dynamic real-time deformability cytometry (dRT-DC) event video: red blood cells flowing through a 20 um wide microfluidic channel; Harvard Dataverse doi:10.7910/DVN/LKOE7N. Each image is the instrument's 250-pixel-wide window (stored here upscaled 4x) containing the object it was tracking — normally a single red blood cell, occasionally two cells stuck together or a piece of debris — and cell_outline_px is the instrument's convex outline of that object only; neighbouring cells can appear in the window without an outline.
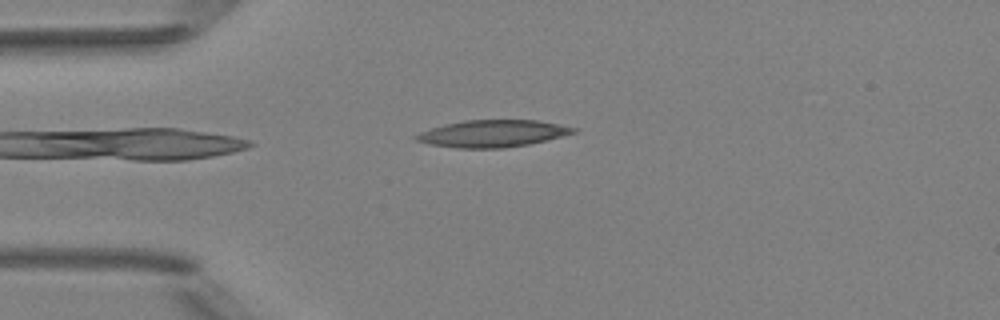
{"species": "Egyptian fruit bat (a non-hibernating species)", "species_latin": "Rousettus aegyptiacus", "temperature_condition": "room temperature", "stored_images_in_passage": 4, "camera_frame_rate_fps": 3000, "um_per_image_px": 0.085, "animal": {"sex": "female"}, "frame": {"image": 1, "passage_image": 4, "time_ms": 4.333, "image_size_px": [1000, 320], "cell_outline_px": [[580, 128], [576, 132], [528, 144], [504, 148], [456, 148], [428, 144], [416, 140], [412, 136], [420, 132], [432, 128], [464, 120], [536, 120]], "centroid_in_image_um": [41.85, 11.35], "position_along_channel_um": 43.1, "area_um2": 24.57}}